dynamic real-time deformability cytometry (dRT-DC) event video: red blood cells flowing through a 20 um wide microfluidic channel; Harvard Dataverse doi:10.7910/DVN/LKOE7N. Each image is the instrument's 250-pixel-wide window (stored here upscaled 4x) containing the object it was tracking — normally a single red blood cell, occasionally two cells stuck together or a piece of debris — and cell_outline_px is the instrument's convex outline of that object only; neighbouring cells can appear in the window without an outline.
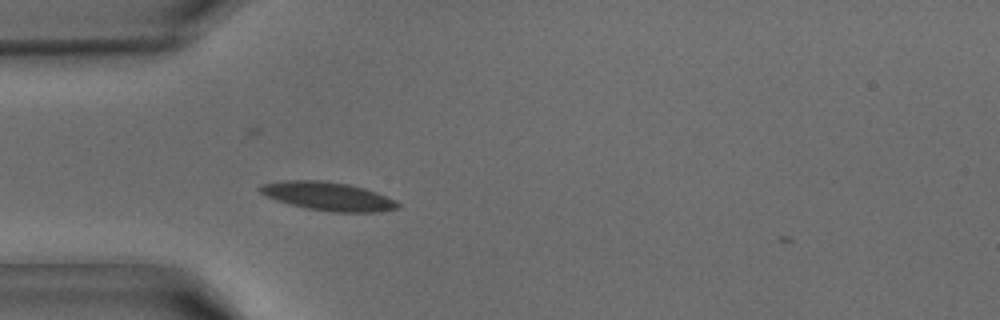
{"species": "common noctule bat (a hibernating species)", "species_latin": "Nyctalus noctula", "temperature_condition": "warm", "stored_images_in_passage": 30, "camera_frame_rate_fps": 3000, "um_per_image_px": 0.085, "animal": {"sex": "male", "body_mass_g": 15.6}, "frame": {"image": 1, "passage_image": 2, "time_ms": 0.333, "image_size_px": [1000, 320], "cell_outline_px": [[400, 208], [380, 212], [332, 212], [308, 208], [276, 200], [264, 196], [260, 192], [260, 184], [280, 180], [320, 180], [348, 184], [364, 188], [376, 192], [396, 200], [400, 204]], "centroid_in_image_um": [27.89, 16.68], "position_along_channel_um": 57.1, "area_um2": 22.95}}
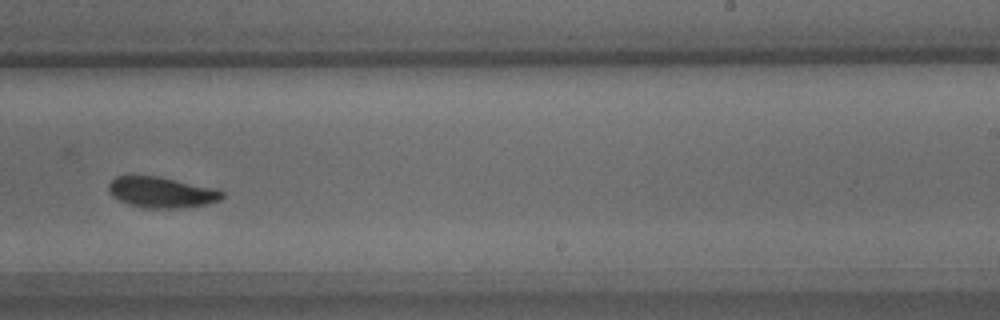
{"frame": {"image": 2, "passage_image": 16, "time_ms": 5.0, "image_size_px": [1000, 320], "cell_outline_px": [[224, 196], [220, 200], [208, 204], [188, 208], [144, 208], [128, 204], [112, 196], [108, 192], [108, 184], [116, 176], [156, 176], [216, 188], [224, 192]], "centroid_in_image_um": [13.75, 16.36], "position_along_channel_um": 275.2, "area_um2": 20.52}}
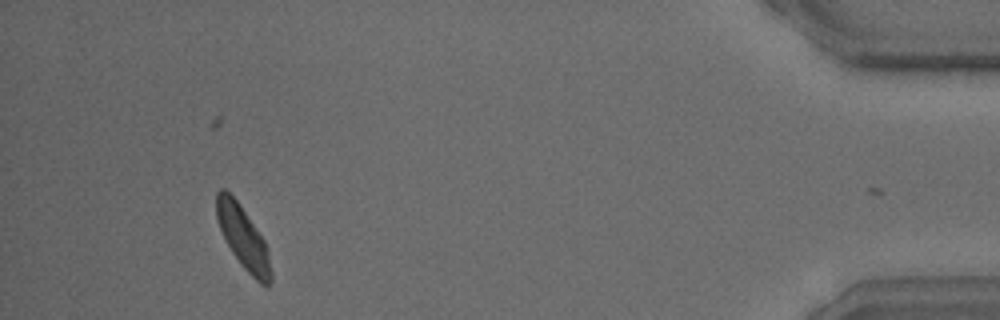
{"frame": {"image": 3, "passage_image": 29, "time_ms": 9.333, "image_size_px": [1000, 320], "cell_outline_px": [[272, 280], [268, 284], [260, 284], [240, 264], [232, 252], [220, 228], [216, 216], [216, 192], [220, 188], [224, 188], [240, 204], [264, 240], [268, 248], [272, 272]], "centroid_in_image_um": [20.68, 20.19], "position_along_channel_um": 414.5, "area_um2": 19.65}}